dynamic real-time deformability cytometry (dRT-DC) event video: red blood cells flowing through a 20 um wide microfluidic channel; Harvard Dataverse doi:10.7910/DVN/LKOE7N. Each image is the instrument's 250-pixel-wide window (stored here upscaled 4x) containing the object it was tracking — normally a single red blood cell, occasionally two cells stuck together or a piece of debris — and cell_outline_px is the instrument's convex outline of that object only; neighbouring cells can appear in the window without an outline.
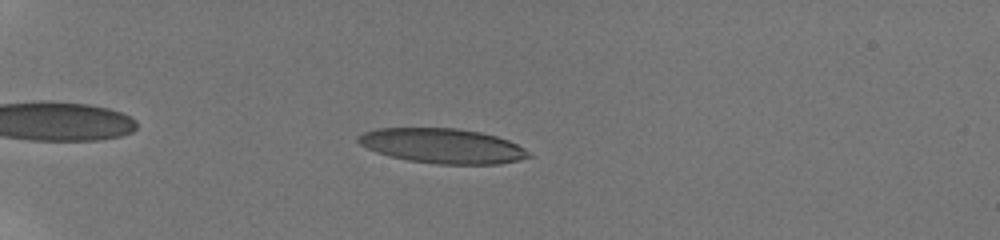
{"species": "human", "species_latin": "Homo sapiens", "temperature_condition": "room temperature", "stored_images_in_passage": 48, "camera_frame_rate_fps": 3000, "um_per_image_px": 0.085, "donor": {"sex": "male"}, "frame": {"image": 1, "passage_image": 9, "time_ms": 2.667, "image_size_px": [1000, 240], "cell_outline_px": [[532, 156], [500, 164], [440, 164], [408, 160], [376, 152], [360, 144], [356, 140], [364, 132], [380, 128], [456, 128], [480, 132], [496, 136], [508, 140], [524, 148]], "centroid_in_image_um": [37.62, 12.4], "position_along_channel_um": 47.4, "area_um2": 34.22}}
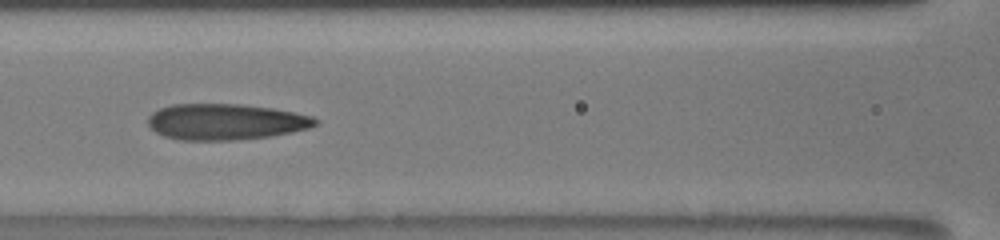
{"frame": {"image": 2, "passage_image": 21, "time_ms": 6.667, "image_size_px": [1000, 240], "cell_outline_px": [[320, 120], [316, 124], [308, 128], [292, 132], [272, 136], [232, 140], [180, 140], [164, 136], [156, 132], [148, 124], [148, 116], [152, 112], [160, 108], [172, 104], [240, 104], [272, 108], [312, 116]], "centroid_in_image_um": [19.16, 10.35], "position_along_channel_um": 147.4, "area_um2": 35.14}}
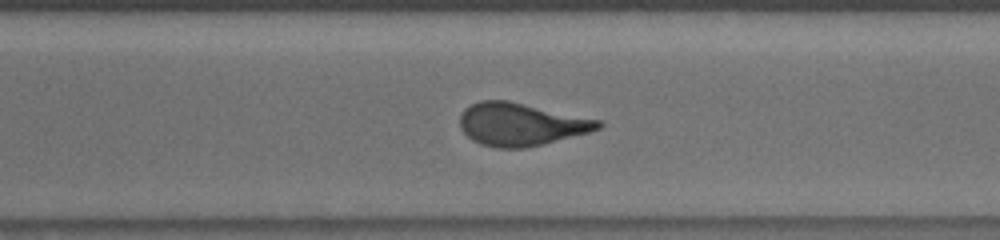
{"frame": {"image": 3, "passage_image": 35, "time_ms": 11.333, "image_size_px": [1000, 240], "cell_outline_px": [[604, 124], [600, 128], [588, 132], [524, 148], [496, 148], [480, 144], [472, 140], [460, 128], [460, 116], [464, 108], [480, 100], [508, 100], [600, 120]], "centroid_in_image_um": [44.23, 10.56], "position_along_channel_um": 326.4, "area_um2": 34.16}, "authors_computed_cell_mechanics": {"area_um2": 34.3621, "velocity_mm_per_s": 3.8447, "shape_relaxation_time_tau1_ms": 9.1794, "shape_relaxation_time_tau2_ms": 1.2794, "deformation_change_tau1": 0.2937, "deformation_change_tau2": 0.1052}}